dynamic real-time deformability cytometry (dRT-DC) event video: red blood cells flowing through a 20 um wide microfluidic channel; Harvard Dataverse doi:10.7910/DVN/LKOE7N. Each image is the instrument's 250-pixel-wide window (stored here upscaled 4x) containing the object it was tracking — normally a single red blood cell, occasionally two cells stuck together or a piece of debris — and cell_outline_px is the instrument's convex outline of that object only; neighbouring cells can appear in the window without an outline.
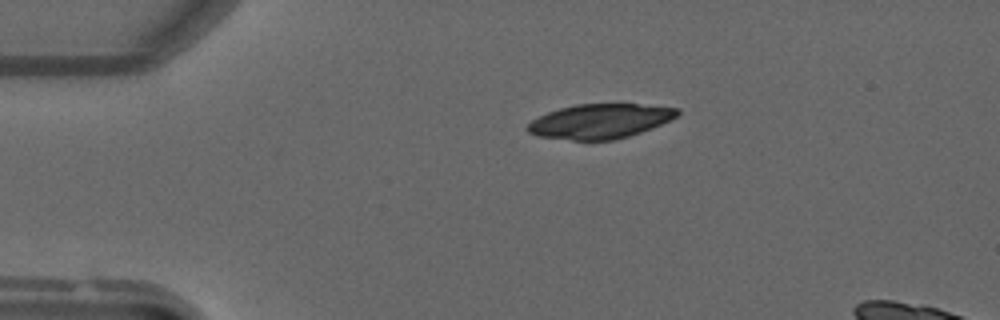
{"species": "common noctule bat (a hibernating species)", "species_latin": "Nyctalus noctula", "temperature_condition": "warm", "stored_images_in_passage": 38, "camera_frame_rate_fps": 3000, "um_per_image_px": 0.085, "animal": {"sex": "male", "forearm_length_mm": 52.5}, "frame": {"image": 1, "passage_image": 1, "time_ms": 0.0, "image_size_px": [1000, 320], "cell_outline_px": [[680, 112], [676, 116], [652, 128], [616, 140], [572, 140], [536, 136], [528, 132], [524, 128], [532, 120], [548, 112], [560, 108], [576, 104], [636, 104], [680, 108]], "centroid_in_image_um": [50.96, 10.31], "position_along_channel_um": 34.0, "area_um2": 30.06}}
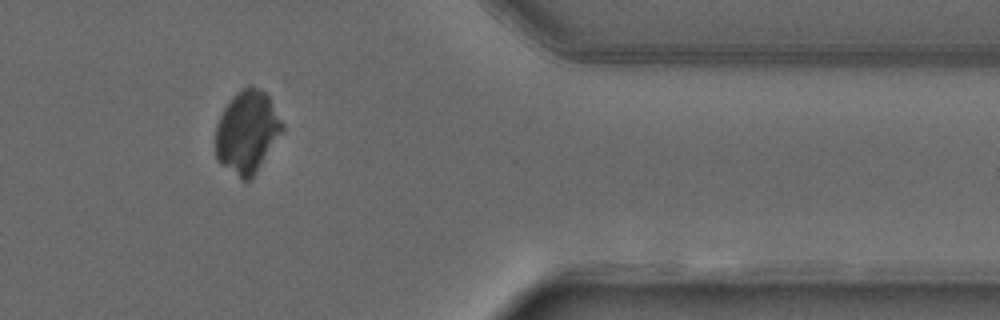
{"frame": {"image": 2, "passage_image": 32, "time_ms": 10.333, "image_size_px": [1000, 320], "cell_outline_px": [[284, 128], [252, 176], [248, 180], [240, 180], [220, 164], [216, 160], [216, 124], [228, 100], [236, 92], [248, 84], [252, 84], [264, 92], [268, 96], [284, 124]], "centroid_in_image_um": [20.97, 11.18], "position_along_channel_um": 390.4, "area_um2": 31.85}}